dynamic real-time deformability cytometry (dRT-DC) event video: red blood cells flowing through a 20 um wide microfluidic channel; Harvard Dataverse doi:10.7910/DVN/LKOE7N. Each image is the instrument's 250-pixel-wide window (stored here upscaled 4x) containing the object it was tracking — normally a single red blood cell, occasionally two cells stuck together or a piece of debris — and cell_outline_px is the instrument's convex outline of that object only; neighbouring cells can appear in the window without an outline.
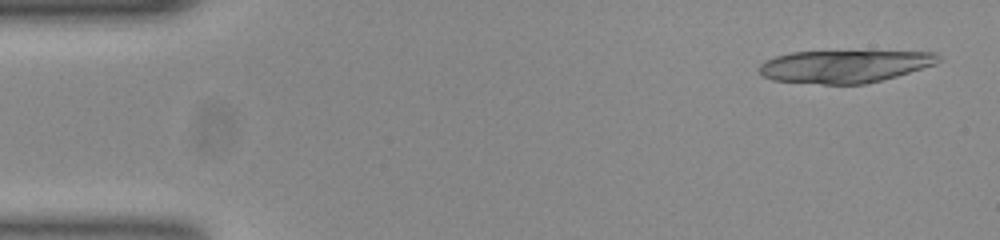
{"species": "common noctule bat (a hibernating species)", "species_latin": "Nyctalus noctula", "temperature_condition": "room temperature", "stored_images_in_passage": 16, "camera_frame_rate_fps": 3000, "um_per_image_px": 0.085, "animal": {"sex": "female", "body_mass_g": 23.0, "forearm_length_mm": 53.4}, "frame": {"image": 1, "passage_image": 2, "time_ms": 0.333, "image_size_px": [1000, 240], "cell_outline_px": [[940, 60], [936, 64], [896, 76], [864, 84], [824, 84], [772, 80], [764, 76], [760, 72], [760, 64], [776, 56], [792, 52], [936, 52], [940, 56]], "centroid_in_image_um": [71.79, 5.64], "position_along_channel_um": 13.2, "area_um2": 33.41}}